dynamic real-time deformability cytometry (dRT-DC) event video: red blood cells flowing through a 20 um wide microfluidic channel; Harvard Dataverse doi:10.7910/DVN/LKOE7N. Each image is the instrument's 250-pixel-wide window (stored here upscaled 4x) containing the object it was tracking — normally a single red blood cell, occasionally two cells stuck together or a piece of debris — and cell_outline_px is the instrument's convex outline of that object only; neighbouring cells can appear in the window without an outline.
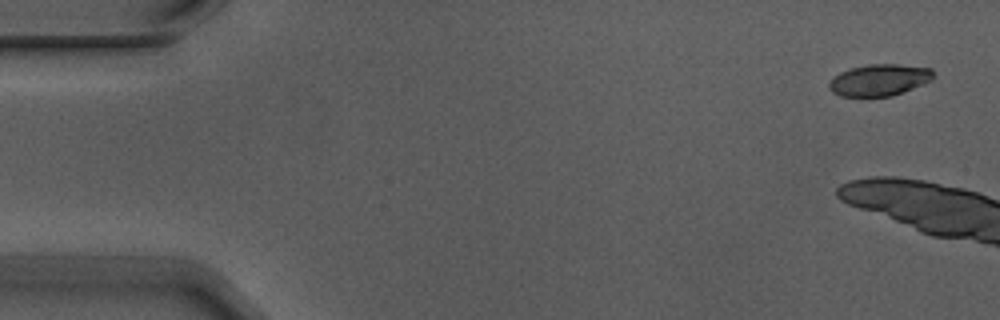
{"species": "Egyptian fruit bat (a non-hibernating species)", "species_latin": "Rousettus aegyptiacus", "temperature_condition": "warm", "stored_images_in_passage": 4, "camera_frame_rate_fps": 3000, "um_per_image_px": 0.085, "animal": {"sex": "male"}, "frame": {"image": 1, "passage_image": 1, "time_ms": 0.0, "image_size_px": [1000, 320], "cell_outline_px": [[932, 80], [892, 96], [840, 96], [832, 92], [828, 88], [828, 84], [840, 72], [852, 68], [868, 64], [896, 64], [932, 68]], "centroid_in_image_um": [74.73, 6.8], "position_along_channel_um": 10.3, "area_um2": 18.96}}